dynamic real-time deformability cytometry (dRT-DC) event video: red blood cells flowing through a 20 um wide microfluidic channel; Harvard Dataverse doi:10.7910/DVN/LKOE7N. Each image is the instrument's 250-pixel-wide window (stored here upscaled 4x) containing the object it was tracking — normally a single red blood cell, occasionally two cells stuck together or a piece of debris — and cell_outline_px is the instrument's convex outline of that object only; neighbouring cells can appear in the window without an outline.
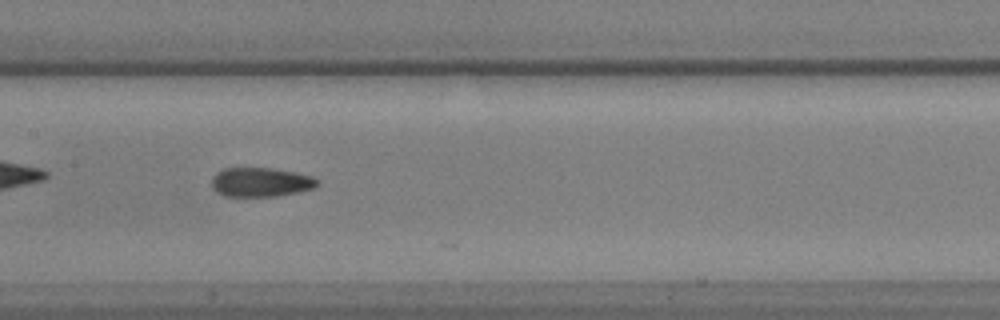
{"species": "common noctule bat (a hibernating species)", "species_latin": "Nyctalus noctula", "temperature_condition": "warm", "stored_images_in_passage": 29, "camera_frame_rate_fps": 3000, "um_per_image_px": 0.085, "animal": {"sex": "male", "body_mass_g": 17.9, "forearm_length_mm": 54.2}, "frame": {"image": 1, "passage_image": 13, "time_ms": 4.0, "image_size_px": [1000, 320], "cell_outline_px": [[320, 184], [316, 188], [300, 192], [276, 196], [224, 196], [216, 192], [212, 188], [212, 176], [216, 172], [224, 168], [272, 168], [296, 172], [312, 176], [320, 180]], "centroid_in_image_um": [22.2, 15.48], "position_along_channel_um": 185.2, "area_um2": 18.32}}
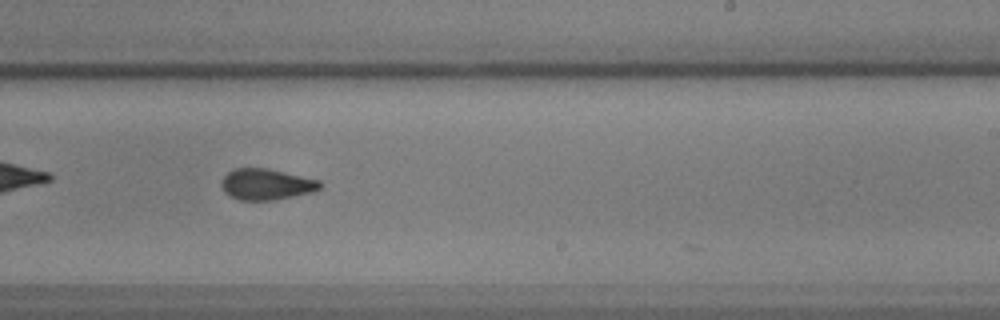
{"frame": {"image": 2, "passage_image": 20, "time_ms": 6.333, "image_size_px": [1000, 320], "cell_outline_px": [[324, 184], [316, 192], [272, 200], [240, 200], [228, 196], [224, 192], [220, 184], [220, 180], [228, 172], [236, 168], [268, 168], [320, 180]], "centroid_in_image_um": [22.65, 15.67], "position_along_channel_um": 266.4, "area_um2": 18.15}}